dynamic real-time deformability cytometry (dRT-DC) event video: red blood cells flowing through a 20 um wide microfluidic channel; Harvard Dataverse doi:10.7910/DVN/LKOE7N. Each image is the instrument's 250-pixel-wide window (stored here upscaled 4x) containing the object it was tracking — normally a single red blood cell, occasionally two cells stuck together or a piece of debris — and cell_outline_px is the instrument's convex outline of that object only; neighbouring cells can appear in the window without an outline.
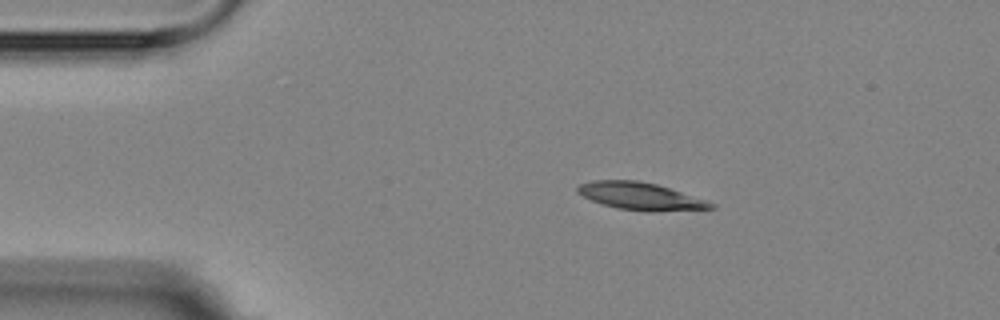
{"species": "Egyptian fruit bat (a non-hibernating species)", "species_latin": "Rousettus aegyptiacus", "temperature_condition": "room temperature", "stored_images_in_passage": 3, "camera_frame_rate_fps": 3000, "um_per_image_px": 0.085, "animal": {"sex": "female"}, "frame": {"image": 1, "passage_image": 1, "time_ms": 0.0, "image_size_px": [1000, 320], "cell_outline_px": [[716, 208], [648, 212], [616, 208], [592, 200], [576, 192], [576, 188], [580, 184], [592, 180], [640, 180], [656, 184], [716, 204]], "centroid_in_image_um": [54.4, 16.67], "position_along_channel_um": 30.6, "area_um2": 21.04}}